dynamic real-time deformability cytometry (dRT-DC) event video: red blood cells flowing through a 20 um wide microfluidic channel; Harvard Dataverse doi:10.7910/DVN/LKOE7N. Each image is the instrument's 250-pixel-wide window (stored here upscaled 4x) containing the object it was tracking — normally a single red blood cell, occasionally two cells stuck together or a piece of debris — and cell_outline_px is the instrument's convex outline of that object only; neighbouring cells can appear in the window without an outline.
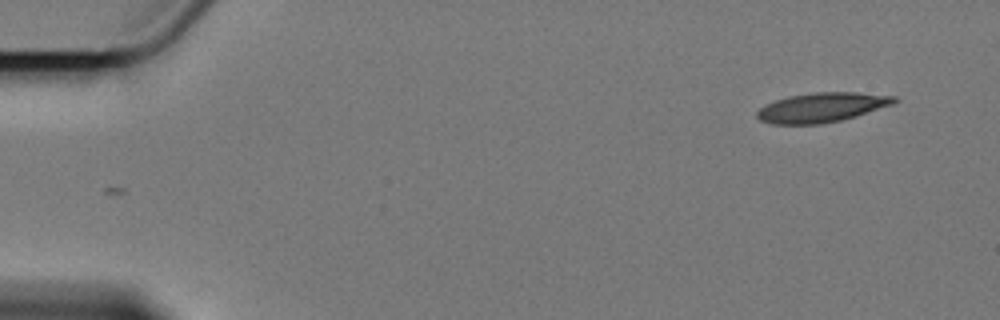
{"species": "Egyptian fruit bat (a non-hibernating species)", "species_latin": "Rousettus aegyptiacus", "temperature_condition": "cold", "stored_images_in_passage": 7, "camera_frame_rate_fps": 3000, "um_per_image_px": 0.085, "animal": {"sex": "female"}, "frame": {"image": 1, "passage_image": 1, "time_ms": 0.0, "image_size_px": [1000, 320], "cell_outline_px": [[900, 100], [892, 104], [856, 116], [840, 120], [820, 124], [772, 124], [760, 120], [756, 116], [756, 112], [764, 104], [788, 96], [816, 92], [856, 92], [896, 96]], "centroid_in_image_um": [69.84, 9.12], "position_along_channel_um": 15.2, "area_um2": 23.58}}
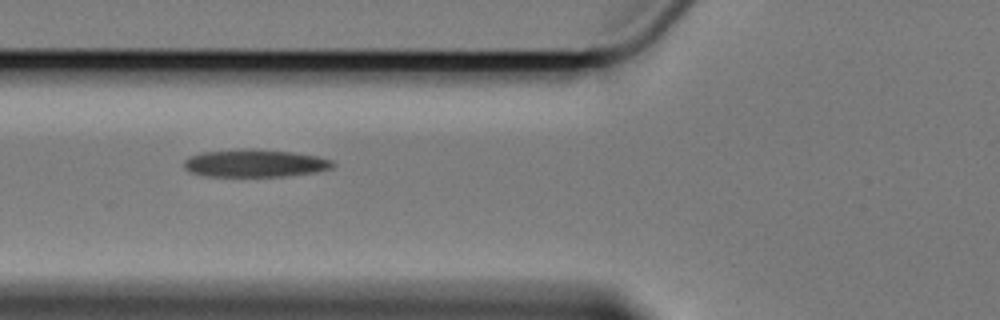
{"frame": {"image": 2, "passage_image": 6, "time_ms": 6.0, "image_size_px": [1000, 320], "cell_outline_px": [[336, 164], [332, 168], [316, 172], [288, 176], [204, 176], [188, 172], [184, 168], [184, 160], [188, 156], [200, 152], [240, 148], [252, 148], [292, 152], [316, 156], [332, 160]], "centroid_in_image_um": [21.62, 13.87], "position_along_channel_um": 104.2, "area_um2": 24.39}}
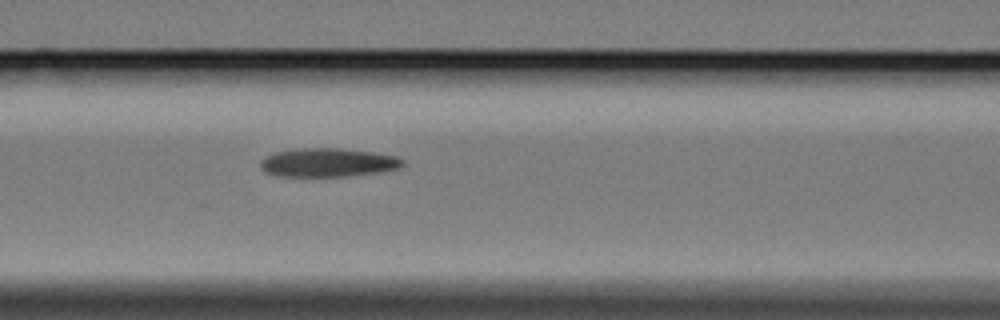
{"frame": {"image": 3, "passage_image": 7, "time_ms": 7.0, "image_size_px": [1000, 320], "cell_outline_px": [[404, 164], [400, 168], [380, 172], [348, 176], [276, 176], [264, 172], [260, 168], [260, 160], [264, 156], [276, 152], [304, 148], [340, 148], [372, 152], [396, 156], [404, 160]], "centroid_in_image_um": [27.86, 13.82], "position_along_channel_um": 138.7, "area_um2": 23.87}}